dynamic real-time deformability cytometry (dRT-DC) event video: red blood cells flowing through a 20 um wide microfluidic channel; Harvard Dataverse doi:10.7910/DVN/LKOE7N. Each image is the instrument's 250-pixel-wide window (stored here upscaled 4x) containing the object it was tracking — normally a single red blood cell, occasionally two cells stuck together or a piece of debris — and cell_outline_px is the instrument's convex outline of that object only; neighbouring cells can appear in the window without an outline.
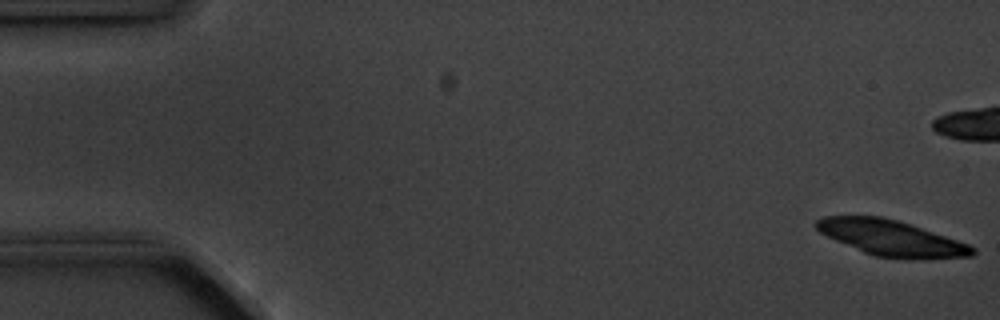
{"species": "common noctule bat (a hibernating species)", "species_latin": "Nyctalus noctula", "temperature_condition": "cold", "stored_images_in_passage": 5, "camera_frame_rate_fps": 3000, "um_per_image_px": 0.085, "animal": {"sex": "male", "body_mass_g": 20.1, "forearm_length_mm": 53.5}, "frame": {"image": 1, "passage_image": 1, "time_ms": 0.0, "image_size_px": [1000, 320], "cell_outline_px": [[976, 252], [972, 256], [876, 256], [864, 252], [836, 240], [820, 232], [812, 224], [816, 220], [824, 216], [880, 216], [912, 224], [968, 244], [976, 248]], "centroid_in_image_um": [75.67, 20.16], "position_along_channel_um": 9.3, "area_um2": 30.98}}